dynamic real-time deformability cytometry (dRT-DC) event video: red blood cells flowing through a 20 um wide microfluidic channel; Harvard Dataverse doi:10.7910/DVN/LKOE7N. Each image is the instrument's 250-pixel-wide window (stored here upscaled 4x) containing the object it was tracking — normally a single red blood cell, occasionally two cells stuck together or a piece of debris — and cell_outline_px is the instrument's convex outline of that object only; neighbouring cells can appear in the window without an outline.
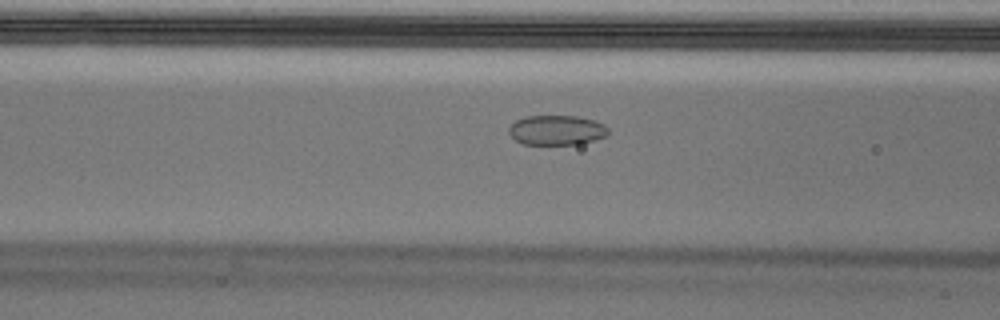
{"species": "Egyptian fruit bat (a non-hibernating species)", "species_latin": "Rousettus aegyptiacus", "temperature_condition": "cold", "stored_images_in_passage": 42, "camera_frame_rate_fps": 3000, "um_per_image_px": 0.085, "animal": {"sex": "male"}, "frame": {"image": 1, "passage_image": 19, "time_ms": 6.0, "image_size_px": [1000, 320], "cell_outline_px": [[608, 136], [580, 144], [524, 144], [516, 140], [508, 132], [508, 128], [516, 120], [524, 116], [576, 116], [596, 120], [604, 124], [608, 128]], "centroid_in_image_um": [47.34, 11.05], "position_along_channel_um": 119.3, "area_um2": 17.34}}
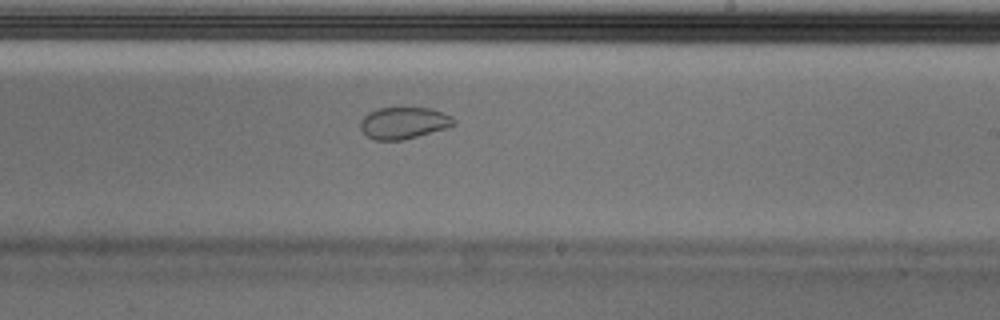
{"frame": {"image": 2, "passage_image": 30, "time_ms": 9.667, "image_size_px": [1000, 320], "cell_outline_px": [[456, 124], [444, 128], [416, 136], [400, 140], [376, 140], [368, 136], [360, 128], [360, 120], [368, 112], [380, 108], [432, 108], [452, 116], [456, 120]], "centroid_in_image_um": [34.31, 10.43], "position_along_channel_um": 254.7, "area_um2": 17.05}}